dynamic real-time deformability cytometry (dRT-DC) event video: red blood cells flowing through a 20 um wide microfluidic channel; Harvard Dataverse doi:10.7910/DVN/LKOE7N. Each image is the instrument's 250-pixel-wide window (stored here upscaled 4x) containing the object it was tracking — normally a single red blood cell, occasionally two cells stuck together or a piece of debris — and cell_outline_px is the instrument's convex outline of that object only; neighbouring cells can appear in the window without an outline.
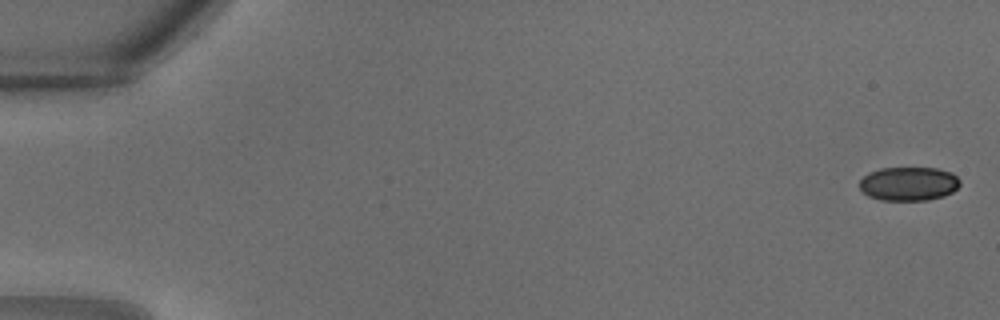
{"species": "common noctule bat (a hibernating species)", "species_latin": "Nyctalus noctula", "temperature_condition": "warm", "stored_images_in_passage": 32, "camera_frame_rate_fps": 3000, "um_per_image_px": 0.085, "animal": {"sex": "male", "body_mass_g": 18.8}, "frame": {"image": 1, "passage_image": 1, "time_ms": 0.0, "image_size_px": [1000, 320], "cell_outline_px": [[960, 184], [952, 192], [944, 196], [928, 200], [880, 200], [868, 196], [860, 188], [860, 180], [868, 172], [880, 168], [936, 168], [952, 172], [960, 180]], "centroid_in_image_um": [77.24, 15.61], "position_along_channel_um": 7.8, "area_um2": 19.88}}
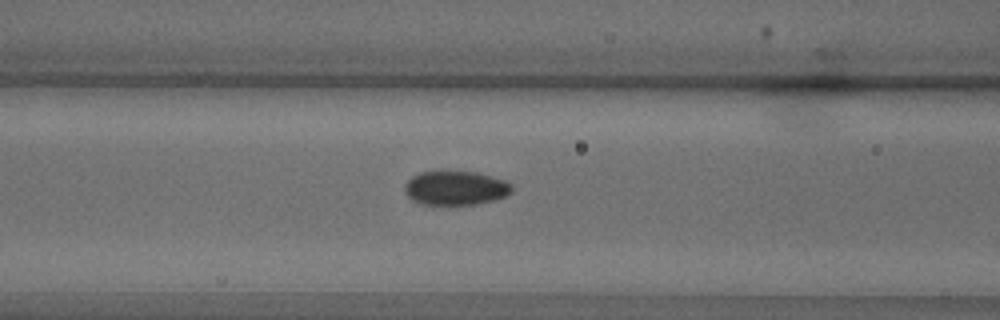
{"frame": {"image": 2, "passage_image": 14, "time_ms": 4.333, "image_size_px": [1000, 320], "cell_outline_px": [[512, 192], [496, 200], [476, 204], [448, 208], [420, 204], [412, 200], [404, 192], [404, 184], [412, 176], [420, 172], [476, 172], [504, 180], [512, 184]], "centroid_in_image_um": [38.69, 16.04], "position_along_channel_um": 127.9, "area_um2": 22.02}}
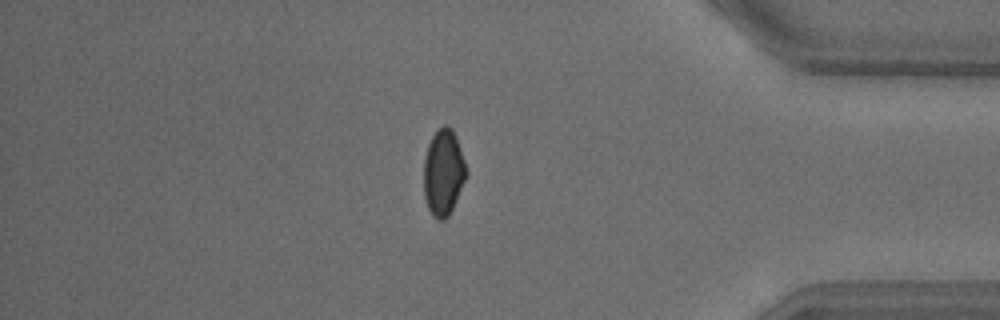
{"frame": {"image": 3, "passage_image": 28, "time_ms": 9.0, "image_size_px": [1000, 320], "cell_outline_px": [[468, 176], [448, 216], [444, 220], [440, 220], [432, 216], [428, 208], [424, 196], [424, 160], [428, 144], [432, 136], [444, 124], [448, 124], [452, 128], [456, 136], [468, 172]], "centroid_in_image_um": [37.7, 14.66], "position_along_channel_um": 397.5, "area_um2": 21.44}}